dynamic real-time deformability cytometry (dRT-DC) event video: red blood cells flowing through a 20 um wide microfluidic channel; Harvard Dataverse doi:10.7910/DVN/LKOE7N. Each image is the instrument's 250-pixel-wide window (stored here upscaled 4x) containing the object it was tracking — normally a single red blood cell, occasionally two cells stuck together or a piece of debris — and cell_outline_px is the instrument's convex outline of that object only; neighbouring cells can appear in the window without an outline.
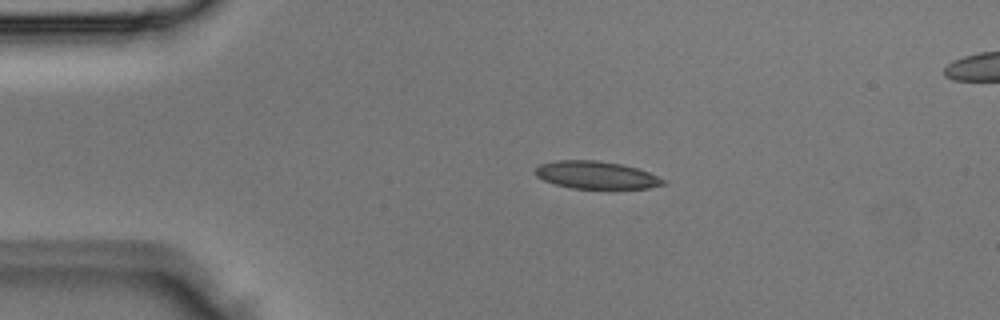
{"species": "Egyptian fruit bat (a non-hibernating species)", "species_latin": "Rousettus aegyptiacus", "temperature_condition": "room temperature", "stored_images_in_passage": 3, "segment_of_instrument_passage": [1, 2], "camera_frame_rate_fps": 3000, "um_per_image_px": 0.085, "animal": {"sex": "male"}, "frame": {"image": 1, "passage_image": 2, "time_ms": 0.333, "image_size_px": [1000, 320], "cell_outline_px": [[668, 180], [664, 184], [648, 188], [572, 188], [556, 184], [544, 180], [536, 176], [536, 168], [540, 164], [556, 160], [596, 160], [624, 164], [648, 172]], "centroid_in_image_um": [50.7, 14.87], "position_along_channel_um": 34.3, "area_um2": 20.46}}